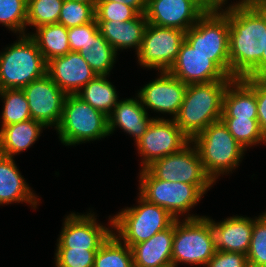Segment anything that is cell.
<instances>
[{
	"instance_id": "obj_34",
	"label": "cell",
	"mask_w": 266,
	"mask_h": 267,
	"mask_svg": "<svg viewBox=\"0 0 266 267\" xmlns=\"http://www.w3.org/2000/svg\"><path fill=\"white\" fill-rule=\"evenodd\" d=\"M247 259L249 267H266V212L253 220Z\"/></svg>"
},
{
	"instance_id": "obj_35",
	"label": "cell",
	"mask_w": 266,
	"mask_h": 267,
	"mask_svg": "<svg viewBox=\"0 0 266 267\" xmlns=\"http://www.w3.org/2000/svg\"><path fill=\"white\" fill-rule=\"evenodd\" d=\"M28 0H0V23L12 31L25 34Z\"/></svg>"
},
{
	"instance_id": "obj_7",
	"label": "cell",
	"mask_w": 266,
	"mask_h": 267,
	"mask_svg": "<svg viewBox=\"0 0 266 267\" xmlns=\"http://www.w3.org/2000/svg\"><path fill=\"white\" fill-rule=\"evenodd\" d=\"M64 145H75L109 135L108 116L76 94H67L61 121L56 128Z\"/></svg>"
},
{
	"instance_id": "obj_18",
	"label": "cell",
	"mask_w": 266,
	"mask_h": 267,
	"mask_svg": "<svg viewBox=\"0 0 266 267\" xmlns=\"http://www.w3.org/2000/svg\"><path fill=\"white\" fill-rule=\"evenodd\" d=\"M47 75L66 94H77L97 76L80 53L72 51L48 61Z\"/></svg>"
},
{
	"instance_id": "obj_28",
	"label": "cell",
	"mask_w": 266,
	"mask_h": 267,
	"mask_svg": "<svg viewBox=\"0 0 266 267\" xmlns=\"http://www.w3.org/2000/svg\"><path fill=\"white\" fill-rule=\"evenodd\" d=\"M76 95L106 116L119 102L115 87L106 79V75L96 76Z\"/></svg>"
},
{
	"instance_id": "obj_33",
	"label": "cell",
	"mask_w": 266,
	"mask_h": 267,
	"mask_svg": "<svg viewBox=\"0 0 266 267\" xmlns=\"http://www.w3.org/2000/svg\"><path fill=\"white\" fill-rule=\"evenodd\" d=\"M95 5L64 0L58 23L69 29L92 22L95 19Z\"/></svg>"
},
{
	"instance_id": "obj_26",
	"label": "cell",
	"mask_w": 266,
	"mask_h": 267,
	"mask_svg": "<svg viewBox=\"0 0 266 267\" xmlns=\"http://www.w3.org/2000/svg\"><path fill=\"white\" fill-rule=\"evenodd\" d=\"M35 34H28L37 44L46 62L70 52L68 29L59 23L36 28Z\"/></svg>"
},
{
	"instance_id": "obj_41",
	"label": "cell",
	"mask_w": 266,
	"mask_h": 267,
	"mask_svg": "<svg viewBox=\"0 0 266 267\" xmlns=\"http://www.w3.org/2000/svg\"><path fill=\"white\" fill-rule=\"evenodd\" d=\"M199 8L204 13H225V10H223L221 7L224 2L227 0H196ZM222 10V11H220ZM219 11V12H218Z\"/></svg>"
},
{
	"instance_id": "obj_22",
	"label": "cell",
	"mask_w": 266,
	"mask_h": 267,
	"mask_svg": "<svg viewBox=\"0 0 266 267\" xmlns=\"http://www.w3.org/2000/svg\"><path fill=\"white\" fill-rule=\"evenodd\" d=\"M146 108L137 99L121 100L108 116V130L111 134L116 126L135 137L137 142L146 132L154 118H148Z\"/></svg>"
},
{
	"instance_id": "obj_19",
	"label": "cell",
	"mask_w": 266,
	"mask_h": 267,
	"mask_svg": "<svg viewBox=\"0 0 266 267\" xmlns=\"http://www.w3.org/2000/svg\"><path fill=\"white\" fill-rule=\"evenodd\" d=\"M215 249L227 252H240L247 255L253 220L243 216L229 217L216 223L211 220Z\"/></svg>"
},
{
	"instance_id": "obj_17",
	"label": "cell",
	"mask_w": 266,
	"mask_h": 267,
	"mask_svg": "<svg viewBox=\"0 0 266 267\" xmlns=\"http://www.w3.org/2000/svg\"><path fill=\"white\" fill-rule=\"evenodd\" d=\"M187 84L174 77L169 71H161V76L145 85L138 92L142 106L161 113L178 115Z\"/></svg>"
},
{
	"instance_id": "obj_14",
	"label": "cell",
	"mask_w": 266,
	"mask_h": 267,
	"mask_svg": "<svg viewBox=\"0 0 266 267\" xmlns=\"http://www.w3.org/2000/svg\"><path fill=\"white\" fill-rule=\"evenodd\" d=\"M169 72L187 85L233 80L209 56L197 52L186 41L179 48L178 57Z\"/></svg>"
},
{
	"instance_id": "obj_21",
	"label": "cell",
	"mask_w": 266,
	"mask_h": 267,
	"mask_svg": "<svg viewBox=\"0 0 266 267\" xmlns=\"http://www.w3.org/2000/svg\"><path fill=\"white\" fill-rule=\"evenodd\" d=\"M99 32L117 52L118 49L135 47L139 52L144 32L148 25L145 13L138 14L134 19L120 22L96 21Z\"/></svg>"
},
{
	"instance_id": "obj_5",
	"label": "cell",
	"mask_w": 266,
	"mask_h": 267,
	"mask_svg": "<svg viewBox=\"0 0 266 267\" xmlns=\"http://www.w3.org/2000/svg\"><path fill=\"white\" fill-rule=\"evenodd\" d=\"M139 206L126 208L110 219L116 235L130 248L166 230L176 220L166 209L139 195Z\"/></svg>"
},
{
	"instance_id": "obj_3",
	"label": "cell",
	"mask_w": 266,
	"mask_h": 267,
	"mask_svg": "<svg viewBox=\"0 0 266 267\" xmlns=\"http://www.w3.org/2000/svg\"><path fill=\"white\" fill-rule=\"evenodd\" d=\"M191 143L196 147L204 169L213 182L221 173L236 168L245 151L222 120L211 123Z\"/></svg>"
},
{
	"instance_id": "obj_13",
	"label": "cell",
	"mask_w": 266,
	"mask_h": 267,
	"mask_svg": "<svg viewBox=\"0 0 266 267\" xmlns=\"http://www.w3.org/2000/svg\"><path fill=\"white\" fill-rule=\"evenodd\" d=\"M30 108L31 119L45 127H58L67 94L46 74L22 89Z\"/></svg>"
},
{
	"instance_id": "obj_11",
	"label": "cell",
	"mask_w": 266,
	"mask_h": 267,
	"mask_svg": "<svg viewBox=\"0 0 266 267\" xmlns=\"http://www.w3.org/2000/svg\"><path fill=\"white\" fill-rule=\"evenodd\" d=\"M191 141L180 151L153 161L146 169L157 179L186 184H213ZM189 145V146H188Z\"/></svg>"
},
{
	"instance_id": "obj_25",
	"label": "cell",
	"mask_w": 266,
	"mask_h": 267,
	"mask_svg": "<svg viewBox=\"0 0 266 267\" xmlns=\"http://www.w3.org/2000/svg\"><path fill=\"white\" fill-rule=\"evenodd\" d=\"M45 126L33 119L4 126L0 130V154L12 157L29 148Z\"/></svg>"
},
{
	"instance_id": "obj_1",
	"label": "cell",
	"mask_w": 266,
	"mask_h": 267,
	"mask_svg": "<svg viewBox=\"0 0 266 267\" xmlns=\"http://www.w3.org/2000/svg\"><path fill=\"white\" fill-rule=\"evenodd\" d=\"M225 10L223 14L230 24V78L262 77L266 11L246 0L232 4Z\"/></svg>"
},
{
	"instance_id": "obj_27",
	"label": "cell",
	"mask_w": 266,
	"mask_h": 267,
	"mask_svg": "<svg viewBox=\"0 0 266 267\" xmlns=\"http://www.w3.org/2000/svg\"><path fill=\"white\" fill-rule=\"evenodd\" d=\"M97 76L108 75L113 67L117 52L98 31L78 51Z\"/></svg>"
},
{
	"instance_id": "obj_10",
	"label": "cell",
	"mask_w": 266,
	"mask_h": 267,
	"mask_svg": "<svg viewBox=\"0 0 266 267\" xmlns=\"http://www.w3.org/2000/svg\"><path fill=\"white\" fill-rule=\"evenodd\" d=\"M184 41L185 31L148 23L137 53L138 61L143 67L169 71Z\"/></svg>"
},
{
	"instance_id": "obj_40",
	"label": "cell",
	"mask_w": 266,
	"mask_h": 267,
	"mask_svg": "<svg viewBox=\"0 0 266 267\" xmlns=\"http://www.w3.org/2000/svg\"><path fill=\"white\" fill-rule=\"evenodd\" d=\"M207 267H249L247 255L240 252L216 250L206 264Z\"/></svg>"
},
{
	"instance_id": "obj_39",
	"label": "cell",
	"mask_w": 266,
	"mask_h": 267,
	"mask_svg": "<svg viewBox=\"0 0 266 267\" xmlns=\"http://www.w3.org/2000/svg\"><path fill=\"white\" fill-rule=\"evenodd\" d=\"M98 31V24L95 19L87 24L69 28L68 41L70 51H80L82 49V46H84L89 41L90 36L95 35Z\"/></svg>"
},
{
	"instance_id": "obj_45",
	"label": "cell",
	"mask_w": 266,
	"mask_h": 267,
	"mask_svg": "<svg viewBox=\"0 0 266 267\" xmlns=\"http://www.w3.org/2000/svg\"><path fill=\"white\" fill-rule=\"evenodd\" d=\"M81 3L96 4V0H73Z\"/></svg>"
},
{
	"instance_id": "obj_12",
	"label": "cell",
	"mask_w": 266,
	"mask_h": 267,
	"mask_svg": "<svg viewBox=\"0 0 266 267\" xmlns=\"http://www.w3.org/2000/svg\"><path fill=\"white\" fill-rule=\"evenodd\" d=\"M190 141L173 118L153 119L145 134L136 142L138 152L143 156L142 169L159 158L180 151Z\"/></svg>"
},
{
	"instance_id": "obj_32",
	"label": "cell",
	"mask_w": 266,
	"mask_h": 267,
	"mask_svg": "<svg viewBox=\"0 0 266 267\" xmlns=\"http://www.w3.org/2000/svg\"><path fill=\"white\" fill-rule=\"evenodd\" d=\"M64 0H28L26 25L41 27L58 23Z\"/></svg>"
},
{
	"instance_id": "obj_15",
	"label": "cell",
	"mask_w": 266,
	"mask_h": 267,
	"mask_svg": "<svg viewBox=\"0 0 266 267\" xmlns=\"http://www.w3.org/2000/svg\"><path fill=\"white\" fill-rule=\"evenodd\" d=\"M205 13L196 0H147V22L161 27L187 31Z\"/></svg>"
},
{
	"instance_id": "obj_36",
	"label": "cell",
	"mask_w": 266,
	"mask_h": 267,
	"mask_svg": "<svg viewBox=\"0 0 266 267\" xmlns=\"http://www.w3.org/2000/svg\"><path fill=\"white\" fill-rule=\"evenodd\" d=\"M99 249L57 248L56 267H94L95 255Z\"/></svg>"
},
{
	"instance_id": "obj_42",
	"label": "cell",
	"mask_w": 266,
	"mask_h": 267,
	"mask_svg": "<svg viewBox=\"0 0 266 267\" xmlns=\"http://www.w3.org/2000/svg\"><path fill=\"white\" fill-rule=\"evenodd\" d=\"M96 1H114L124 3L133 7L139 14H144L147 9V0H96Z\"/></svg>"
},
{
	"instance_id": "obj_8",
	"label": "cell",
	"mask_w": 266,
	"mask_h": 267,
	"mask_svg": "<svg viewBox=\"0 0 266 267\" xmlns=\"http://www.w3.org/2000/svg\"><path fill=\"white\" fill-rule=\"evenodd\" d=\"M140 196L166 209L176 220L177 214L188 212L197 205L212 184H186L155 178L146 168L140 172Z\"/></svg>"
},
{
	"instance_id": "obj_2",
	"label": "cell",
	"mask_w": 266,
	"mask_h": 267,
	"mask_svg": "<svg viewBox=\"0 0 266 267\" xmlns=\"http://www.w3.org/2000/svg\"><path fill=\"white\" fill-rule=\"evenodd\" d=\"M230 82L214 81L187 85L183 103L174 120L190 140L211 123L221 120L223 96Z\"/></svg>"
},
{
	"instance_id": "obj_31",
	"label": "cell",
	"mask_w": 266,
	"mask_h": 267,
	"mask_svg": "<svg viewBox=\"0 0 266 267\" xmlns=\"http://www.w3.org/2000/svg\"><path fill=\"white\" fill-rule=\"evenodd\" d=\"M230 134L246 149L249 145L260 142L266 143V136L262 132L257 119L221 118Z\"/></svg>"
},
{
	"instance_id": "obj_6",
	"label": "cell",
	"mask_w": 266,
	"mask_h": 267,
	"mask_svg": "<svg viewBox=\"0 0 266 267\" xmlns=\"http://www.w3.org/2000/svg\"><path fill=\"white\" fill-rule=\"evenodd\" d=\"M174 221L172 267L179 263L205 265L216 252L209 217L189 215L184 222Z\"/></svg>"
},
{
	"instance_id": "obj_4",
	"label": "cell",
	"mask_w": 266,
	"mask_h": 267,
	"mask_svg": "<svg viewBox=\"0 0 266 267\" xmlns=\"http://www.w3.org/2000/svg\"><path fill=\"white\" fill-rule=\"evenodd\" d=\"M0 54V90L23 89L47 74V62L29 35Z\"/></svg>"
},
{
	"instance_id": "obj_46",
	"label": "cell",
	"mask_w": 266,
	"mask_h": 267,
	"mask_svg": "<svg viewBox=\"0 0 266 267\" xmlns=\"http://www.w3.org/2000/svg\"><path fill=\"white\" fill-rule=\"evenodd\" d=\"M253 0H246V2L251 3Z\"/></svg>"
},
{
	"instance_id": "obj_20",
	"label": "cell",
	"mask_w": 266,
	"mask_h": 267,
	"mask_svg": "<svg viewBox=\"0 0 266 267\" xmlns=\"http://www.w3.org/2000/svg\"><path fill=\"white\" fill-rule=\"evenodd\" d=\"M174 223L131 247L134 267H172Z\"/></svg>"
},
{
	"instance_id": "obj_29",
	"label": "cell",
	"mask_w": 266,
	"mask_h": 267,
	"mask_svg": "<svg viewBox=\"0 0 266 267\" xmlns=\"http://www.w3.org/2000/svg\"><path fill=\"white\" fill-rule=\"evenodd\" d=\"M123 245L112 233L97 251L94 267H134L131 248Z\"/></svg>"
},
{
	"instance_id": "obj_16",
	"label": "cell",
	"mask_w": 266,
	"mask_h": 267,
	"mask_svg": "<svg viewBox=\"0 0 266 267\" xmlns=\"http://www.w3.org/2000/svg\"><path fill=\"white\" fill-rule=\"evenodd\" d=\"M112 233L93 214L71 213L65 218L57 248L99 249Z\"/></svg>"
},
{
	"instance_id": "obj_38",
	"label": "cell",
	"mask_w": 266,
	"mask_h": 267,
	"mask_svg": "<svg viewBox=\"0 0 266 267\" xmlns=\"http://www.w3.org/2000/svg\"><path fill=\"white\" fill-rule=\"evenodd\" d=\"M243 79L255 90L257 120L266 136V77H244Z\"/></svg>"
},
{
	"instance_id": "obj_44",
	"label": "cell",
	"mask_w": 266,
	"mask_h": 267,
	"mask_svg": "<svg viewBox=\"0 0 266 267\" xmlns=\"http://www.w3.org/2000/svg\"><path fill=\"white\" fill-rule=\"evenodd\" d=\"M251 3L258 9L266 11V0H253Z\"/></svg>"
},
{
	"instance_id": "obj_43",
	"label": "cell",
	"mask_w": 266,
	"mask_h": 267,
	"mask_svg": "<svg viewBox=\"0 0 266 267\" xmlns=\"http://www.w3.org/2000/svg\"><path fill=\"white\" fill-rule=\"evenodd\" d=\"M262 77H266V29H265V50L262 54Z\"/></svg>"
},
{
	"instance_id": "obj_30",
	"label": "cell",
	"mask_w": 266,
	"mask_h": 267,
	"mask_svg": "<svg viewBox=\"0 0 266 267\" xmlns=\"http://www.w3.org/2000/svg\"><path fill=\"white\" fill-rule=\"evenodd\" d=\"M0 95L4 99L1 128L31 119L28 101L22 89H3Z\"/></svg>"
},
{
	"instance_id": "obj_37",
	"label": "cell",
	"mask_w": 266,
	"mask_h": 267,
	"mask_svg": "<svg viewBox=\"0 0 266 267\" xmlns=\"http://www.w3.org/2000/svg\"><path fill=\"white\" fill-rule=\"evenodd\" d=\"M139 13L124 3L114 1H96L95 20L125 22L134 19Z\"/></svg>"
},
{
	"instance_id": "obj_9",
	"label": "cell",
	"mask_w": 266,
	"mask_h": 267,
	"mask_svg": "<svg viewBox=\"0 0 266 267\" xmlns=\"http://www.w3.org/2000/svg\"><path fill=\"white\" fill-rule=\"evenodd\" d=\"M229 27L228 18L223 13H205L185 32V41L197 52L209 56L228 77Z\"/></svg>"
},
{
	"instance_id": "obj_23",
	"label": "cell",
	"mask_w": 266,
	"mask_h": 267,
	"mask_svg": "<svg viewBox=\"0 0 266 267\" xmlns=\"http://www.w3.org/2000/svg\"><path fill=\"white\" fill-rule=\"evenodd\" d=\"M257 115L255 90L243 78L233 79L223 96L221 118L257 119Z\"/></svg>"
},
{
	"instance_id": "obj_24",
	"label": "cell",
	"mask_w": 266,
	"mask_h": 267,
	"mask_svg": "<svg viewBox=\"0 0 266 267\" xmlns=\"http://www.w3.org/2000/svg\"><path fill=\"white\" fill-rule=\"evenodd\" d=\"M13 159L0 154V204L22 201L36 208L38 200L20 174Z\"/></svg>"
}]
</instances>
